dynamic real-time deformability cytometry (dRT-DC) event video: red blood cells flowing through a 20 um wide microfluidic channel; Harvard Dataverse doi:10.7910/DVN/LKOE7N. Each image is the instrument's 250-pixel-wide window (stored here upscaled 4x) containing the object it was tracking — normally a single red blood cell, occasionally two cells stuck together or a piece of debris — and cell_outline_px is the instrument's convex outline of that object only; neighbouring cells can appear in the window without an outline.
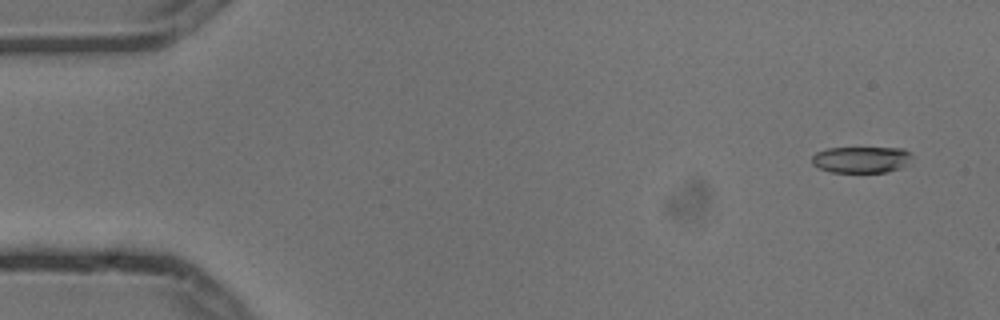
{"species": "common noctule bat (a hibernating species)", "species_latin": "Nyctalus noctula", "temperature_condition": "cold", "stored_images_in_passage": 4, "camera_frame_rate_fps": 3000, "um_per_image_px": 0.085, "animal": {"sex": "male", "body_mass_g": 13.3}, "frame": {"image": 1, "passage_image": 1, "time_ms": 0.0, "image_size_px": [1000, 320], "cell_outline_px": [[912, 156], [908, 164], [900, 168], [888, 172], [832, 172], [820, 168], [812, 164], [812, 156], [816, 152], [828, 148], [904, 148]], "centroid_in_image_um": [73.22, 13.57], "position_along_channel_um": 11.8, "area_um2": 15.37}}
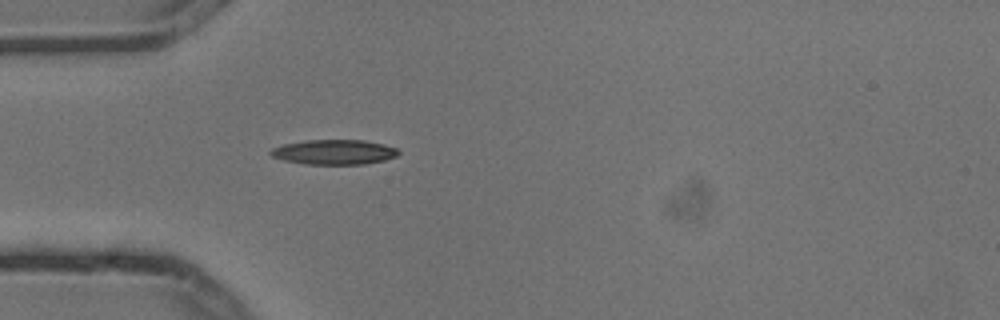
{"frame": {"image": 2, "passage_image": 4, "time_ms": 1.0, "image_size_px": [1000, 320], "cell_outline_px": [[400, 152], [396, 156], [384, 160], [364, 164], [304, 164], [284, 160], [272, 156], [268, 152], [272, 148], [284, 144], [308, 140], [364, 140], [384, 144], [396, 148]], "centroid_in_image_um": [28.4, 12.92], "position_along_channel_um": 56.6, "area_um2": 18.44}}